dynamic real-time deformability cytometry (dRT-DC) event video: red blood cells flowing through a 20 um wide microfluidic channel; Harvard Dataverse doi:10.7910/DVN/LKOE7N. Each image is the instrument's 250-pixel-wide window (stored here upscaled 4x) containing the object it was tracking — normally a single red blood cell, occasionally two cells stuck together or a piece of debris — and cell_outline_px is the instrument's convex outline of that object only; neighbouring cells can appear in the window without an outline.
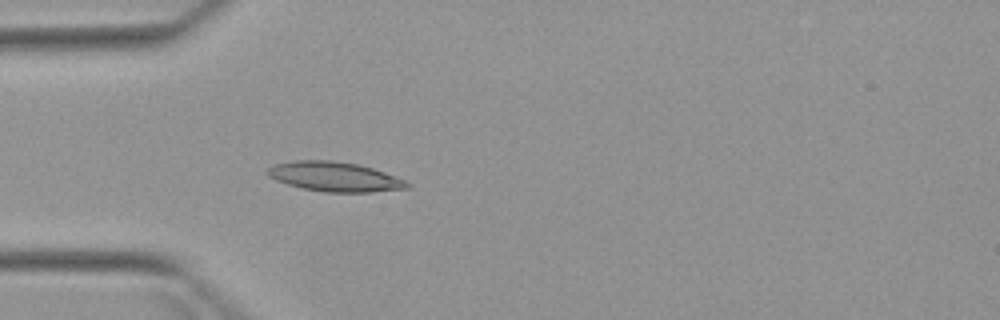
{"species": "Egyptian fruit bat (a non-hibernating species)", "species_latin": "Rousettus aegyptiacus", "temperature_condition": "warm", "stored_images_in_passage": 2, "camera_frame_rate_fps": 3000, "um_per_image_px": 0.085, "animal": {"sex": "female"}, "frame": {"image": 1, "passage_image": 2, "time_ms": 1.333, "image_size_px": [1000, 320], "cell_outline_px": [[412, 184], [408, 188], [372, 192], [324, 192], [304, 188], [288, 184], [276, 180], [268, 176], [264, 172], [268, 168], [276, 164], [296, 160], [328, 160], [356, 164], [372, 168], [384, 172], [404, 180]], "centroid_in_image_um": [28.43, 15.02], "position_along_channel_um": 56.6, "area_um2": 23.87}}